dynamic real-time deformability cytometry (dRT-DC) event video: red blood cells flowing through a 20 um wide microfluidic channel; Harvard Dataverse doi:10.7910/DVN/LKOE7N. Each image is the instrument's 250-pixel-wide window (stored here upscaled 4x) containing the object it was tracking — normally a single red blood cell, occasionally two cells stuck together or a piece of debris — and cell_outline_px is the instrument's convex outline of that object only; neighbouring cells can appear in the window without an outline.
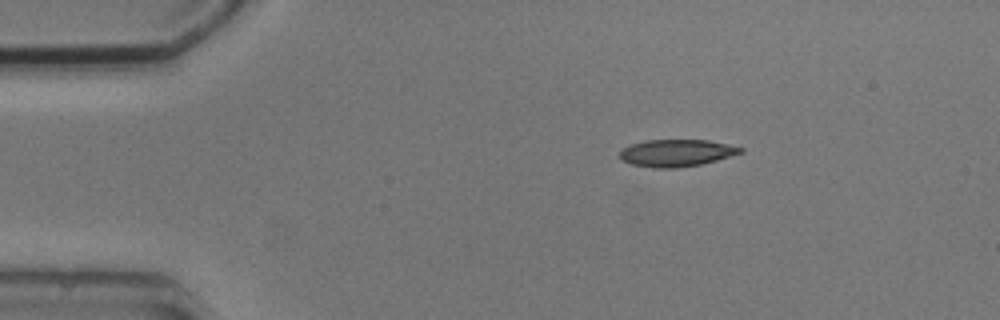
{"species": "common noctule bat (a hibernating species)", "species_latin": "Nyctalus noctula", "temperature_condition": "cold", "stored_images_in_passage": 2, "camera_frame_rate_fps": 3000, "um_per_image_px": 0.085, "animal": {"sex": "male", "body_mass_g": 20.5, "forearm_length_mm": 52.5}, "frame": {"image": 1, "passage_image": 1, "time_ms": 0.0, "image_size_px": [1000, 320], "cell_outline_px": [[744, 152], [716, 160], [700, 164], [676, 168], [652, 168], [632, 164], [620, 160], [620, 152], [624, 148], [632, 144], [648, 140], [708, 140], [744, 148]], "centroid_in_image_um": [57.49, 13.0], "position_along_channel_um": 27.5, "area_um2": 18.9}}